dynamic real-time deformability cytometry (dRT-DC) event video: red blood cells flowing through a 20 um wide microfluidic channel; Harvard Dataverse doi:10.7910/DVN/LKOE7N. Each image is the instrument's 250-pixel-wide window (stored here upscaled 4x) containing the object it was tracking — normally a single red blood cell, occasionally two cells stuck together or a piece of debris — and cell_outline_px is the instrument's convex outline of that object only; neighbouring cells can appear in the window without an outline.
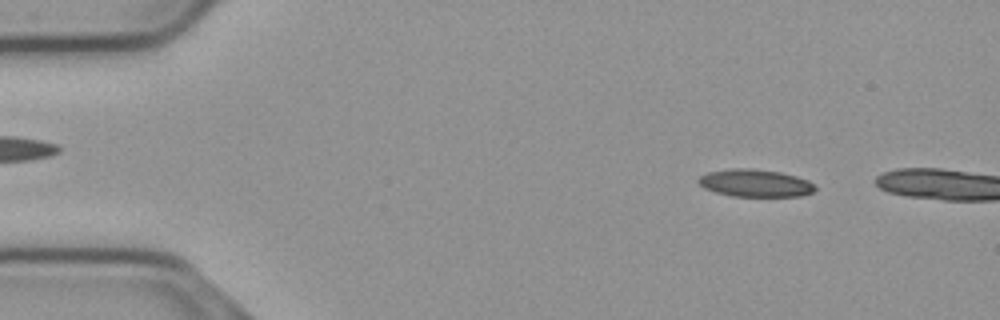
{"species": "common noctule bat (a hibernating species)", "species_latin": "Nyctalus noctula", "temperature_condition": "cold", "stored_images_in_passage": 9, "camera_frame_rate_fps": 3000, "um_per_image_px": 0.085, "animal": {"sex": "male", "body_mass_g": 23.1, "forearm_length_mm": 52.7}, "frame": {"image": 1, "passage_image": 6, "time_ms": 1.667, "image_size_px": [1000, 320], "cell_outline_px": [[816, 188], [812, 192], [800, 196], [732, 196], [716, 192], [704, 188], [696, 180], [700, 176], [708, 172], [732, 168], [748, 168], [780, 172], [796, 176], [808, 180]], "centroid_in_image_um": [64.17, 15.56], "position_along_channel_um": 20.8, "area_um2": 18.55}}